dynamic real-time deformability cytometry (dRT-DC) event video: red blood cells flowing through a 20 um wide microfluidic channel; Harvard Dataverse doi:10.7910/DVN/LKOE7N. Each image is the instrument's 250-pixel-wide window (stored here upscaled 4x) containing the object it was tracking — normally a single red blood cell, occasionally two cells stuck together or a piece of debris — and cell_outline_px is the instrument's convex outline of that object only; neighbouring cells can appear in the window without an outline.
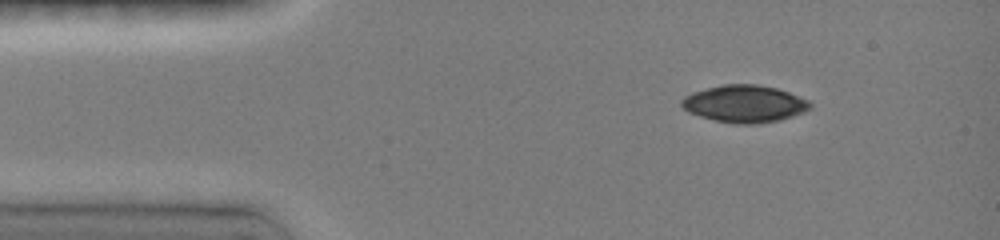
{"species": "common noctule bat (a hibernating species)", "species_latin": "Nyctalus noctula", "temperature_condition": "room temperature", "stored_images_in_passage": 5, "camera_frame_rate_fps": 3000, "um_per_image_px": 0.085, "animal": {"sex": "female", "body_mass_g": 19.0, "forearm_length_mm": 51.5}, "frame": {"image": 1, "passage_image": 1, "time_ms": 0.0, "image_size_px": [1000, 240], "cell_outline_px": [[812, 108], [804, 112], [780, 120], [756, 124], [732, 124], [700, 116], [688, 112], [680, 104], [680, 100], [684, 96], [692, 92], [724, 84], [756, 84], [776, 88], [788, 92], [808, 100], [812, 104]], "centroid_in_image_um": [63.28, 8.82], "position_along_channel_um": 21.7, "area_um2": 27.92}}
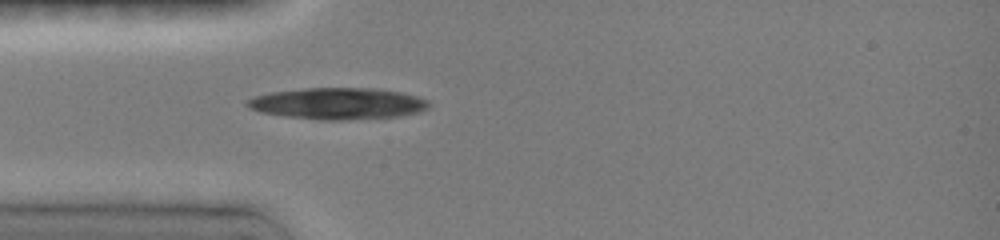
{"frame": {"image": 2, "passage_image": 5, "time_ms": 2.333, "image_size_px": [1000, 240], "cell_outline_px": [[432, 104], [428, 108], [420, 112], [400, 116], [348, 120], [320, 120], [284, 116], [260, 112], [248, 108], [244, 104], [248, 100], [256, 96], [272, 92], [308, 88], [372, 88], [400, 92], [416, 96], [428, 100]], "centroid_in_image_um": [28.74, 8.81], "position_along_channel_um": 56.3, "area_um2": 33.47}}